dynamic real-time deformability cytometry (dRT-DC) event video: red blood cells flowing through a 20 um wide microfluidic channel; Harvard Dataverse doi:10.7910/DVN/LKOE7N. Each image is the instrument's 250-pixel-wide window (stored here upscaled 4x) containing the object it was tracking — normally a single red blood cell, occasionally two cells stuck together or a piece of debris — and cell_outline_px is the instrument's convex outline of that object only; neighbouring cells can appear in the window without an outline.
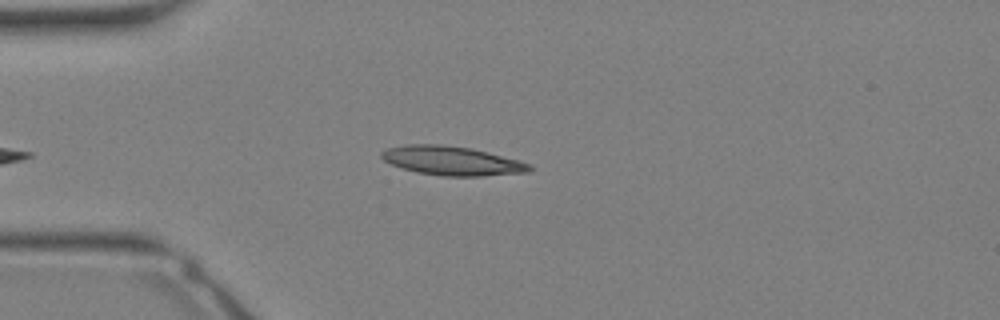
{"species": "Egyptian fruit bat (a non-hibernating species)", "species_latin": "Rousettus aegyptiacus", "temperature_condition": "warm", "stored_images_in_passage": 25, "camera_frame_rate_fps": 3000, "um_per_image_px": 0.085, "animal": {"sex": "female"}, "frame": {"image": 1, "passage_image": 2, "time_ms": 0.333, "image_size_px": [1000, 320], "cell_outline_px": [[532, 172], [480, 176], [444, 176], [416, 172], [392, 164], [384, 160], [380, 156], [380, 152], [388, 148], [408, 144], [440, 144], [472, 148], [488, 152], [516, 160], [528, 164], [532, 168]], "centroid_in_image_um": [38.4, 13.66], "position_along_channel_um": 46.6, "area_um2": 24.85}}
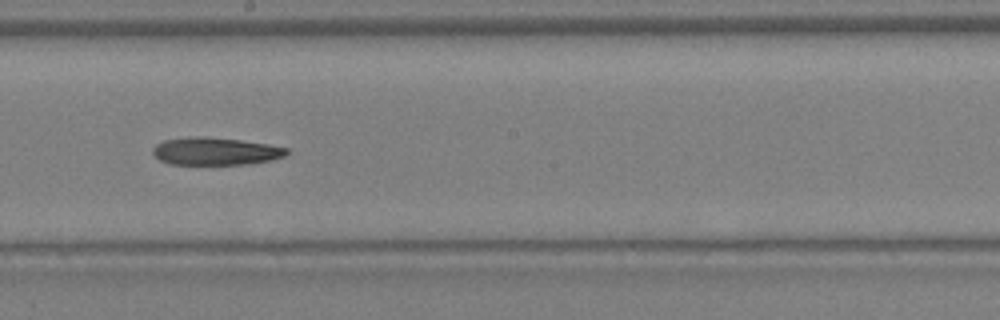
{"frame": {"image": 2, "passage_image": 12, "time_ms": 3.667, "image_size_px": [1000, 320], "cell_outline_px": [[288, 152], [284, 156], [268, 160], [248, 164], [168, 164], [160, 160], [152, 152], [152, 148], [156, 144], [164, 140], [196, 136], [204, 136], [240, 140], [268, 144], [288, 148]], "centroid_in_image_um": [18.28, 12.85], "position_along_channel_um": 229.9, "area_um2": 21.39}}
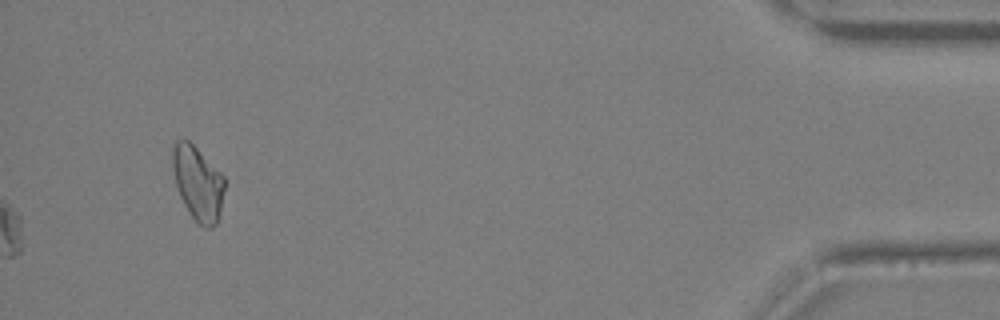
{"frame": {"image": 3, "passage_image": 25, "time_ms": 8.0, "image_size_px": [1000, 320], "cell_outline_px": [[224, 188], [220, 212], [216, 224], [212, 228], [204, 228], [192, 216], [184, 204], [180, 196], [176, 184], [172, 168], [172, 144], [176, 140], [188, 140], [224, 176]], "centroid_in_image_um": [16.8, 15.56], "position_along_channel_um": 418.4, "area_um2": 22.2}}